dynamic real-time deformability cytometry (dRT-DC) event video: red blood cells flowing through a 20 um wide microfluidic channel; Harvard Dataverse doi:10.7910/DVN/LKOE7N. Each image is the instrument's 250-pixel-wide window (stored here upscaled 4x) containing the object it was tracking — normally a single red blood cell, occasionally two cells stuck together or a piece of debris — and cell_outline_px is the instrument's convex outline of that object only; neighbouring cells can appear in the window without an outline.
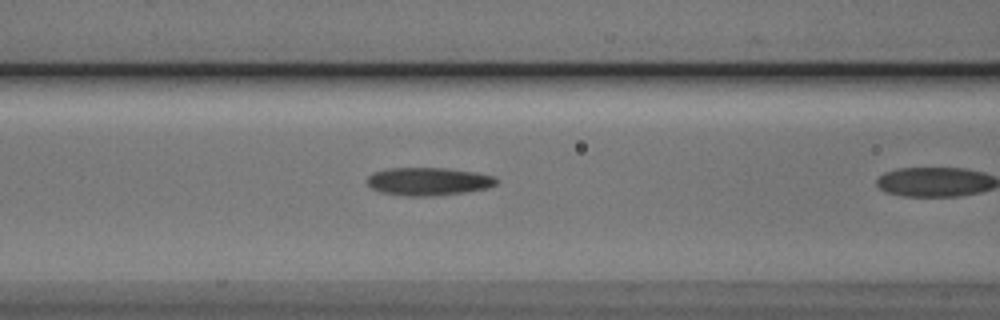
{"species": "Egyptian fruit bat (a non-hibernating species)", "species_latin": "Rousettus aegyptiacus", "temperature_condition": "cold", "stored_images_in_passage": 10, "camera_frame_rate_fps": 3000, "um_per_image_px": 0.085, "animal": {"sex": "male"}, "frame": {"image": 1, "passage_image": 9, "time_ms": 2.667, "image_size_px": [1000, 320], "cell_outline_px": [[500, 180], [496, 184], [488, 188], [464, 192], [432, 196], [408, 196], [380, 192], [372, 188], [368, 184], [368, 176], [372, 172], [384, 168], [444, 168], [476, 172], [496, 176]], "centroid_in_image_um": [36.43, 15.41], "position_along_channel_um": 130.2, "area_um2": 21.21}}